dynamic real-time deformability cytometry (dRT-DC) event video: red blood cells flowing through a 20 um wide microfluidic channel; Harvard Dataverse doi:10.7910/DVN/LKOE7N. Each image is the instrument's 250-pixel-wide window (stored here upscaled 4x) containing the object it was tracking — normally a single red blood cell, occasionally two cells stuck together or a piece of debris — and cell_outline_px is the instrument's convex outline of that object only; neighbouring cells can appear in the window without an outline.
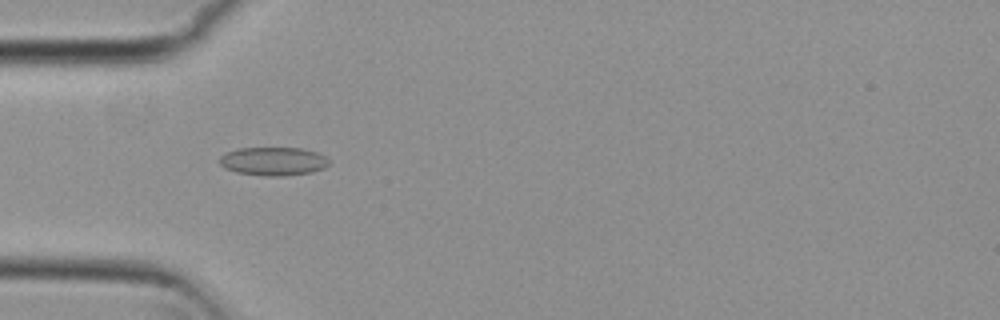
{"species": "common noctule bat (a hibernating species)", "species_latin": "Nyctalus noctula", "temperature_condition": "cold", "stored_images_in_passage": 43, "camera_frame_rate_fps": 3000, "um_per_image_px": 0.085, "animal": {"sex": "female", "body_mass_g": 29.2, "forearm_length_mm": 56.3}, "frame": {"image": 1, "passage_image": 5, "time_ms": 1.333, "image_size_px": [1000, 320], "cell_outline_px": [[332, 160], [324, 168], [312, 172], [284, 176], [264, 176], [236, 172], [224, 168], [220, 164], [220, 156], [224, 152], [240, 148], [304, 148], [316, 152]], "centroid_in_image_um": [23.23, 13.71], "position_along_channel_um": 61.8, "area_um2": 18.32}}
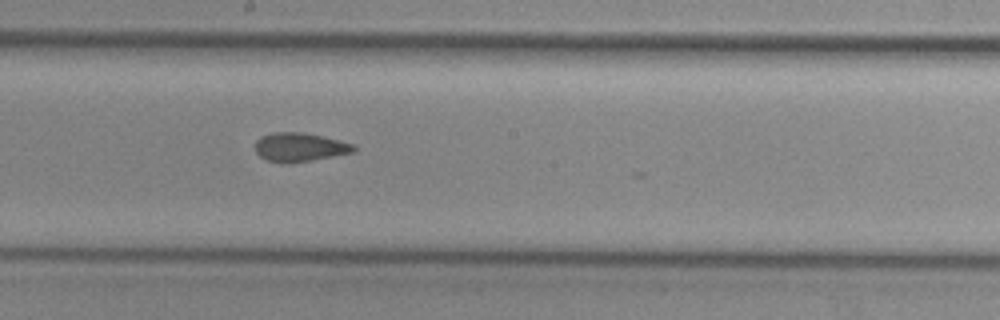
{"frame": {"image": 2, "passage_image": 18, "time_ms": 5.667, "image_size_px": [1000, 320], "cell_outline_px": [[356, 148], [352, 152], [312, 160], [288, 164], [280, 164], [268, 160], [260, 156], [256, 152], [256, 140], [260, 136], [272, 132], [304, 132], [352, 144]], "centroid_in_image_um": [25.4, 12.52], "position_along_channel_um": 222.8, "area_um2": 16.42}}
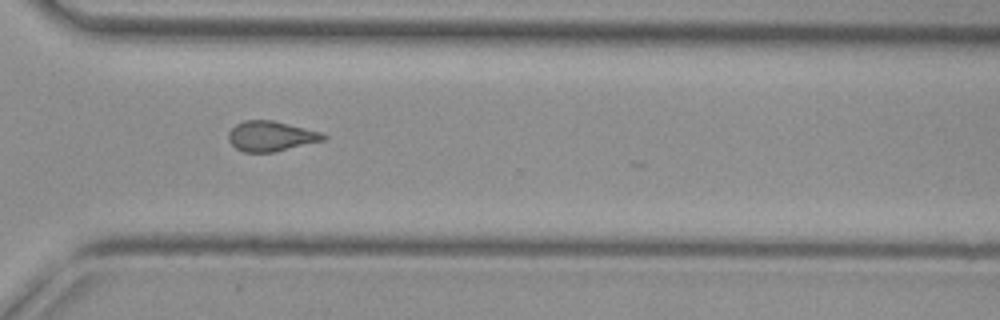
{"frame": {"image": 3, "passage_image": 28, "time_ms": 9.0, "image_size_px": [1000, 320], "cell_outline_px": [[328, 136], [324, 140], [272, 152], [244, 152], [236, 148], [228, 140], [228, 132], [236, 124], [244, 120], [272, 120], [320, 132]], "centroid_in_image_um": [22.99, 11.57], "position_along_channel_um": 347.6, "area_um2": 16.42}, "authors_computed_cell_mechanics": {"area_um2": 16.7042, "velocity_mm_per_s": 3.7472, "shape_relaxation_time_tau1_ms": null, "shape_relaxation_time_tau2_ms": 2.8708, "deformation_change_tau1": null, "deformation_change_tau2": 0.0952}}